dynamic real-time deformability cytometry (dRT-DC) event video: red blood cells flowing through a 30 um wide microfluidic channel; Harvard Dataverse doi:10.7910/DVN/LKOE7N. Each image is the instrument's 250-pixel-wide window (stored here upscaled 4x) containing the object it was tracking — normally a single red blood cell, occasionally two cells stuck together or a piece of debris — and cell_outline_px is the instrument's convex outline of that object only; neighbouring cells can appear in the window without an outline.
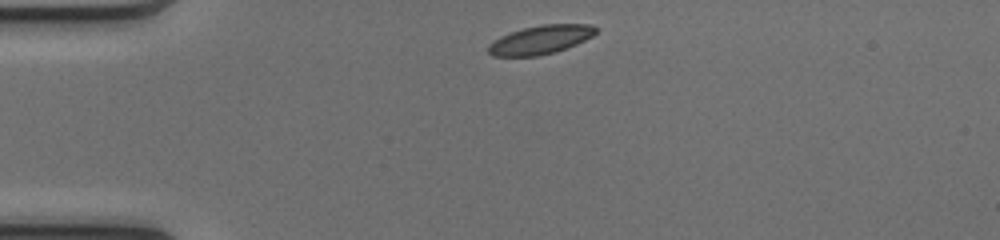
{"species": "common noctule bat (a hibernating species)", "species_latin": "Nyctalus noctula", "temperature_condition": "cold", "stored_images_in_passage": 39, "camera_frame_rate_fps": 3000, "um_per_image_px": 0.085, "animal": {"sex": "female", "body_mass_g": 17.0, "forearm_length_mm": 48.0}, "frame": {"image": 1, "passage_image": 1, "time_ms": 0.0, "image_size_px": [1000, 240], "cell_outline_px": [[600, 28], [592, 36], [576, 44], [556, 52], [536, 56], [492, 56], [488, 52], [488, 44], [500, 36], [524, 28], [544, 24], [592, 24]], "centroid_in_image_um": [45.96, 3.37], "position_along_channel_um": 39.0, "area_um2": 17.98}}
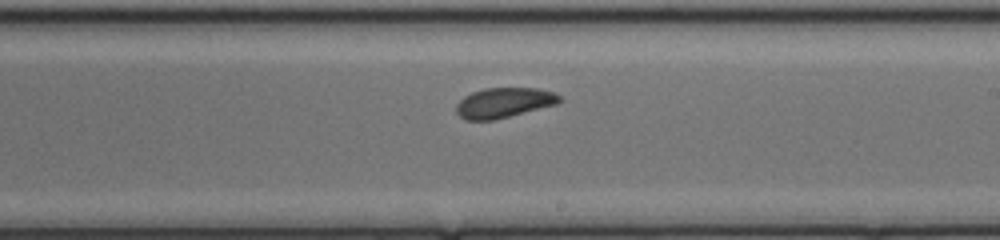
{"frame": {"image": 2, "passage_image": 19, "time_ms": 6.0, "image_size_px": [1000, 240], "cell_outline_px": [[560, 100], [556, 104], [496, 120], [464, 120], [456, 112], [456, 104], [464, 96], [472, 92], [484, 88], [536, 88], [552, 92], [560, 96]], "centroid_in_image_um": [42.78, 8.74], "position_along_channel_um": 246.2, "area_um2": 18.03}}
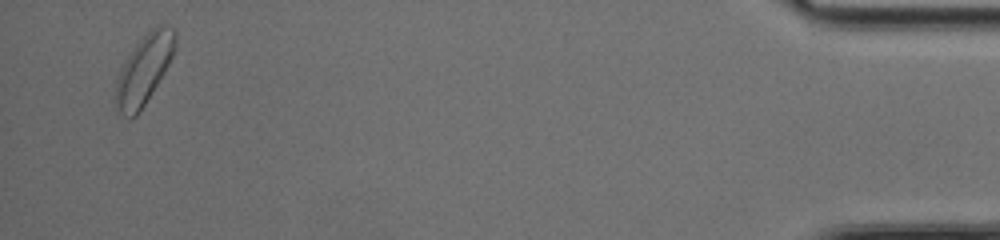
{"frame": {"image": 3, "passage_image": 38, "time_ms": 12.333, "image_size_px": [1000, 240], "cell_outline_px": [[176, 48], [164, 72], [152, 92], [136, 116], [128, 120], [116, 108], [116, 84], [120, 72], [128, 56], [136, 44], [156, 24], [160, 24], [172, 28], [176, 32]], "centroid_in_image_um": [12.26, 5.9], "position_along_channel_um": 422.9, "area_um2": 23.47}, "authors_computed_cell_mechanics": {"area_um2": 18.6694, "velocity_mm_per_s": 4.0836, "shape_relaxation_time_tau1_ms": 3.2376, "shape_relaxation_time_tau2_ms": 1.609, "deformation_change_tau1": 0.1121, "deformation_change_tau2": 0.0634}}